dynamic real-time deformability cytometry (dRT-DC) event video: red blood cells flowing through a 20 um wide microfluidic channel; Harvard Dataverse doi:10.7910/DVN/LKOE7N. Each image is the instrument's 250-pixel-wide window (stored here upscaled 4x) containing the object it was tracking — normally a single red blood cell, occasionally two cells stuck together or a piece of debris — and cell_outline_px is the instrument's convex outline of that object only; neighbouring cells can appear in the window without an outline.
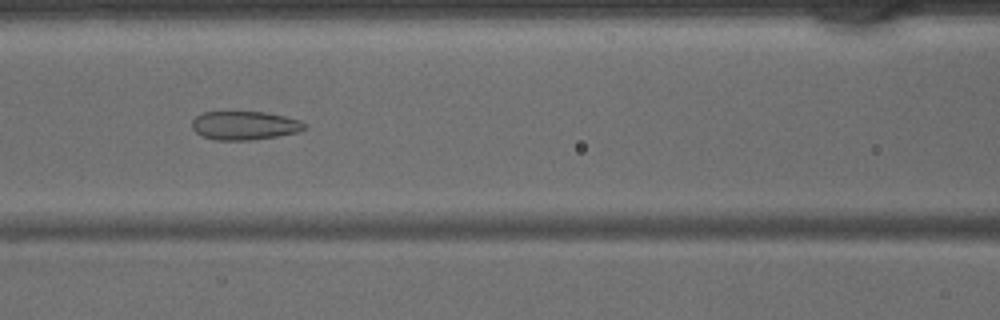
{"species": "common noctule bat (a hibernating species)", "species_latin": "Nyctalus noctula", "temperature_condition": "warm", "stored_images_in_passage": 44, "camera_frame_rate_fps": 3000, "um_per_image_px": 0.085, "animal": {"sex": "male", "body_mass_g": 15.6}, "frame": {"image": 1, "passage_image": 19, "time_ms": 6.0, "image_size_px": [1000, 320], "cell_outline_px": [[308, 124], [304, 128], [296, 132], [276, 136], [248, 140], [216, 140], [204, 136], [196, 132], [192, 128], [192, 120], [196, 116], [204, 112], [264, 112], [284, 116], [300, 120]], "centroid_in_image_um": [20.78, 10.66], "position_along_channel_um": 145.8, "area_um2": 18.55}}
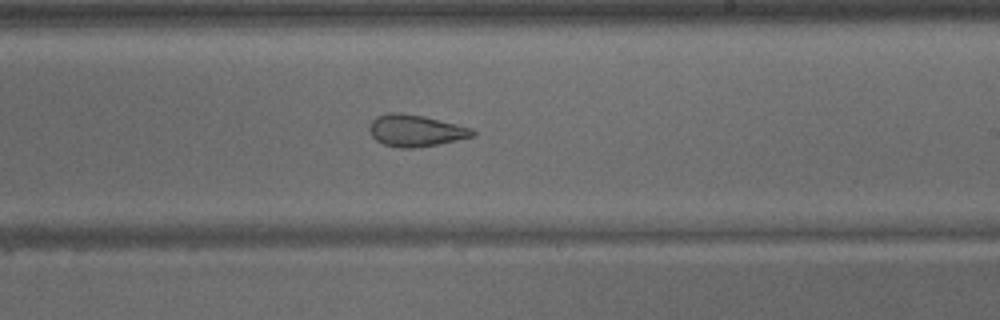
{"frame": {"image": 2, "passage_image": 26, "time_ms": 8.333, "image_size_px": [1000, 320], "cell_outline_px": [[476, 136], [436, 144], [412, 148], [400, 148], [384, 144], [376, 140], [372, 136], [368, 128], [372, 120], [376, 116], [392, 112], [400, 112], [424, 116], [472, 128], [476, 132]], "centroid_in_image_um": [35.32, 11.09], "position_along_channel_um": 253.7, "area_um2": 19.02}}
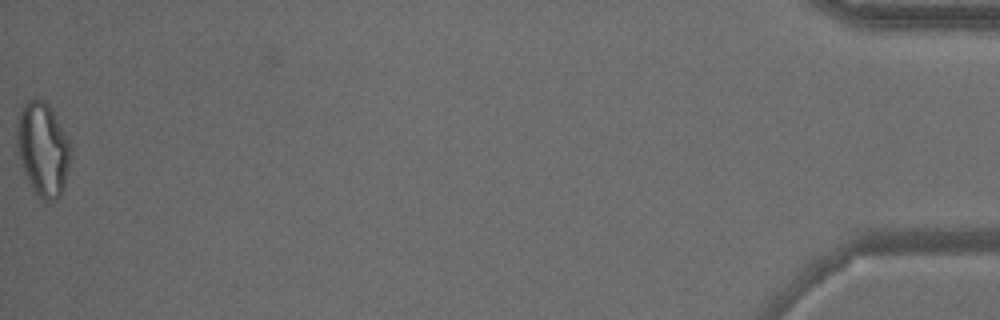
{"frame": {"image": 3, "passage_image": 44, "time_ms": 14.333, "image_size_px": [1000, 320], "cell_outline_px": [[72, 156], [64, 188], [60, 196], [56, 200], [48, 204], [36, 196], [24, 172], [16, 148], [16, 124], [20, 112], [24, 104], [32, 96], [36, 96], [44, 100], [52, 108], [68, 140]], "centroid_in_image_um": [3.64, 12.69], "position_along_channel_um": 431.6, "area_um2": 30.06}}